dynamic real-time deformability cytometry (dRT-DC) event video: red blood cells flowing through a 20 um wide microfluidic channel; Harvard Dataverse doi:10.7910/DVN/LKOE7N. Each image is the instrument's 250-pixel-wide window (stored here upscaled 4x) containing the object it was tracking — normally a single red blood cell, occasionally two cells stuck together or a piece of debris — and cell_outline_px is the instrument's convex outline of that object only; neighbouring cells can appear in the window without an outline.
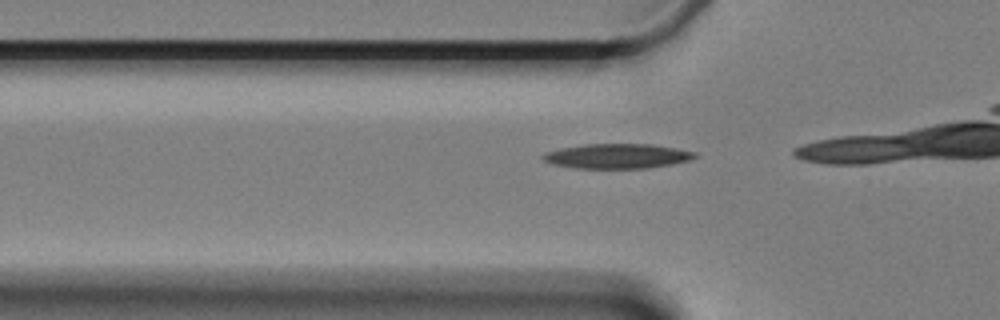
{"species": "Egyptian fruit bat (a non-hibernating species)", "species_latin": "Rousettus aegyptiacus", "temperature_condition": "cold", "stored_images_in_passage": 5, "camera_frame_rate_fps": 3000, "um_per_image_px": 0.085, "animal": {"sex": "female"}, "frame": {"image": 1, "passage_image": 2, "time_ms": 0.333, "image_size_px": [1000, 320], "cell_outline_px": [[700, 156], [688, 160], [672, 164], [648, 168], [576, 168], [552, 164], [544, 160], [540, 156], [544, 152], [560, 148], [584, 144], [652, 144], [676, 148], [696, 152]], "centroid_in_image_um": [52.46, 13.26], "position_along_channel_um": 73.3, "area_um2": 22.02}}